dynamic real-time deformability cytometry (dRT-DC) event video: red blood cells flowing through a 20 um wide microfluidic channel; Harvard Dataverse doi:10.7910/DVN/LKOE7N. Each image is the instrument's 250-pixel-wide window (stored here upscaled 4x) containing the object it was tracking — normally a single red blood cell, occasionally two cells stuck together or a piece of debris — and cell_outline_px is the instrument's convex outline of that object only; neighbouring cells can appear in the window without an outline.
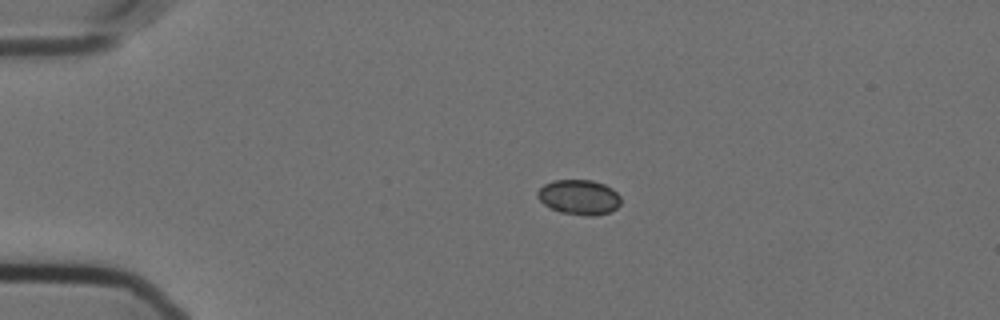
{"species": "Egyptian fruit bat (a non-hibernating species)", "species_latin": "Rousettus aegyptiacus", "temperature_condition": "cold", "stored_images_in_passage": 5, "camera_frame_rate_fps": 3000, "um_per_image_px": 0.085, "animal": {"sex": "female"}, "frame": {"image": 1, "passage_image": 1, "time_ms": 0.0, "image_size_px": [1000, 320], "cell_outline_px": [[620, 204], [616, 208], [608, 212], [596, 216], [588, 216], [560, 212], [544, 204], [536, 196], [536, 192], [544, 184], [552, 180], [592, 180], [604, 184], [612, 188], [620, 196]], "centroid_in_image_um": [49.21, 16.75], "position_along_channel_um": 35.8, "area_um2": 16.99}}